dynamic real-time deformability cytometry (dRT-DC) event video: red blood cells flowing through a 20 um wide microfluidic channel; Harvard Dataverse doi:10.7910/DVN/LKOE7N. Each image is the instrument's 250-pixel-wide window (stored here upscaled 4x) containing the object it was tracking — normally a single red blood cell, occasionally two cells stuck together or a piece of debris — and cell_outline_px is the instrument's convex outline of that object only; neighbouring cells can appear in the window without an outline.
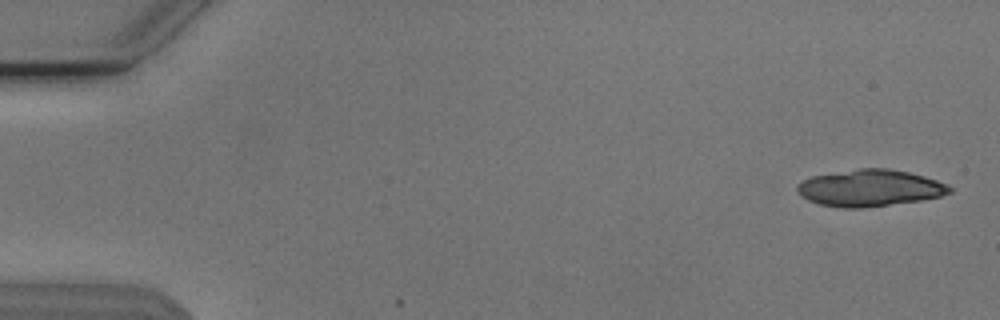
{"species": "Egyptian fruit bat (a non-hibernating species)", "species_latin": "Rousettus aegyptiacus", "temperature_condition": "cold", "stored_images_in_passage": 4, "camera_frame_rate_fps": 3000, "um_per_image_px": 0.085, "animal": {"sex": "male"}, "frame": {"image": 1, "passage_image": 2, "time_ms": 0.333, "image_size_px": [1000, 320], "cell_outline_px": [[952, 192], [940, 196], [920, 200], [860, 208], [844, 208], [820, 204], [808, 200], [800, 196], [796, 192], [796, 188], [804, 180], [812, 176], [860, 168], [888, 168], [908, 172], [924, 176], [948, 184], [952, 188]], "centroid_in_image_um": [73.94, 15.98], "position_along_channel_um": 11.1, "area_um2": 32.37}}